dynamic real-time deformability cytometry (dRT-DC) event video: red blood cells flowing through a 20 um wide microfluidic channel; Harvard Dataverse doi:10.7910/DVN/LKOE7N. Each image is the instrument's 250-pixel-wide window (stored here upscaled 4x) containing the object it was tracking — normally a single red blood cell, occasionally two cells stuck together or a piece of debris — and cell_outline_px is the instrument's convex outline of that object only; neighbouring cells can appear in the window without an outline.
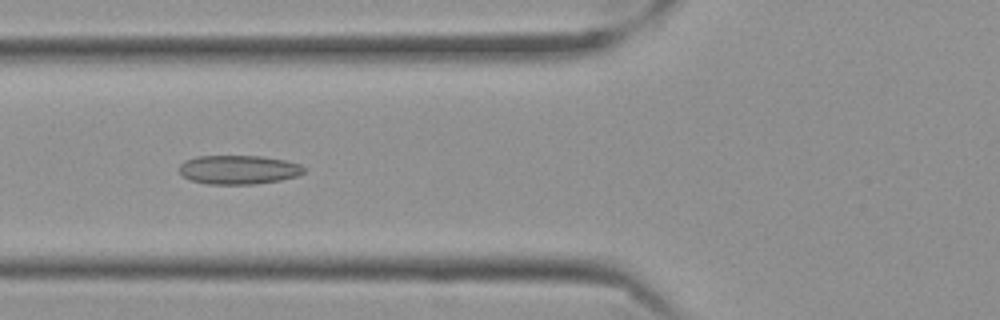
{"species": "Egyptian fruit bat (a non-hibernating species)", "species_latin": "Rousettus aegyptiacus", "temperature_condition": "cold", "stored_images_in_passage": 44, "camera_frame_rate_fps": 3000, "um_per_image_px": 0.085, "frame": {"image": 1, "passage_image": 9, "time_ms": 2.667, "image_size_px": [1000, 320], "cell_outline_px": [[304, 172], [296, 176], [280, 180], [256, 184], [208, 184], [192, 180], [184, 176], [180, 172], [180, 164], [184, 160], [196, 156], [260, 156], [284, 160], [300, 164], [304, 168]], "centroid_in_image_um": [20.27, 14.42], "position_along_channel_um": 105.5, "area_um2": 20.92}}
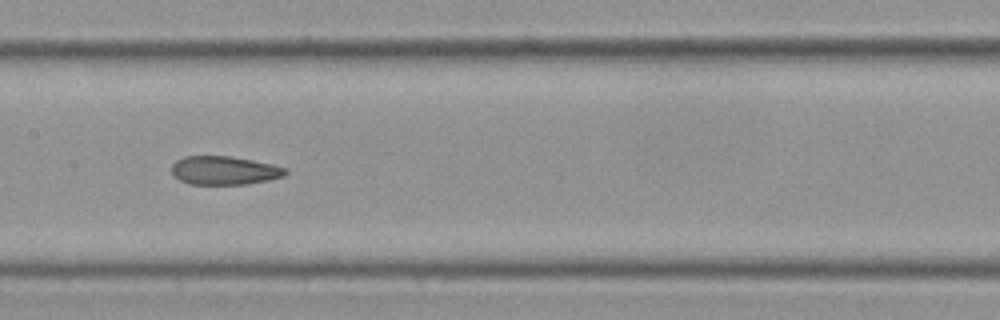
{"frame": {"image": 2, "passage_image": 16, "time_ms": 5.0, "image_size_px": [1000, 320], "cell_outline_px": [[288, 172], [284, 176], [268, 180], [248, 184], [188, 184], [180, 180], [172, 172], [172, 164], [176, 160], [184, 156], [228, 156], [252, 160], [272, 164], [288, 168]], "centroid_in_image_um": [19.09, 14.48], "position_along_channel_um": 188.3, "area_um2": 18.96}}
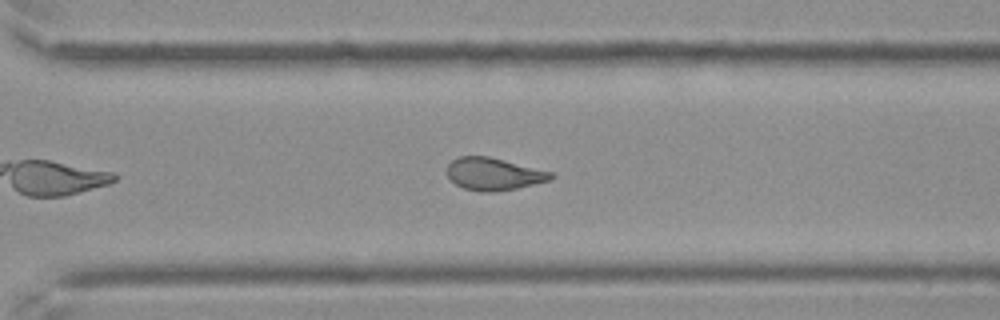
{"frame": {"image": 3, "passage_image": 28, "time_ms": 9.0, "image_size_px": [1000, 320], "cell_outline_px": [[556, 176], [552, 180], [516, 188], [496, 192], [484, 192], [464, 188], [456, 184], [448, 176], [448, 164], [452, 160], [460, 156], [488, 156], [552, 172]], "centroid_in_image_um": [41.99, 14.79], "position_along_channel_um": 328.6, "area_um2": 19.48}, "authors_computed_cell_mechanics": {"area_um2": 19.9988, "velocity_mm_per_s": 3.5175, "shape_relaxation_time_tau1_ms": null, "shape_relaxation_time_tau2_ms": 3.1708, "deformation_change_tau1": null, "deformation_change_tau2": 0.0888}}